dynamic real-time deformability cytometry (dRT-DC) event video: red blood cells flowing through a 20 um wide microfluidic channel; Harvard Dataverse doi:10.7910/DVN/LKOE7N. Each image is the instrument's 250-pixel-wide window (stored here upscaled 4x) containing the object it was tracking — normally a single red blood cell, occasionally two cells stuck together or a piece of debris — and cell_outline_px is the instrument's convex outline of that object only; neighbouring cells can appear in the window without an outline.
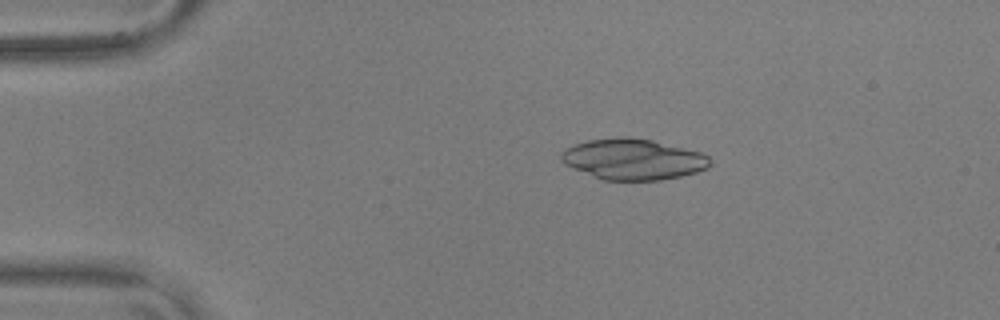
{"species": "common noctule bat (a hibernating species)", "species_latin": "Nyctalus noctula", "temperature_condition": "warm", "stored_images_in_passage": 55, "camera_frame_rate_fps": 3000, "um_per_image_px": 0.085, "animal": {"sex": "male", "body_mass_g": 17.9, "forearm_length_mm": 54.2}, "frame": {"image": 1, "passage_image": 11, "time_ms": 3.333, "image_size_px": [1000, 320], "cell_outline_px": [[712, 164], [708, 168], [696, 172], [680, 176], [660, 180], [604, 180], [572, 168], [564, 164], [560, 160], [560, 152], [576, 144], [588, 140], [616, 136], [628, 136], [652, 140], [700, 152], [708, 156], [712, 160]], "centroid_in_image_um": [53.81, 13.53], "position_along_channel_um": 31.2, "area_um2": 35.55}}